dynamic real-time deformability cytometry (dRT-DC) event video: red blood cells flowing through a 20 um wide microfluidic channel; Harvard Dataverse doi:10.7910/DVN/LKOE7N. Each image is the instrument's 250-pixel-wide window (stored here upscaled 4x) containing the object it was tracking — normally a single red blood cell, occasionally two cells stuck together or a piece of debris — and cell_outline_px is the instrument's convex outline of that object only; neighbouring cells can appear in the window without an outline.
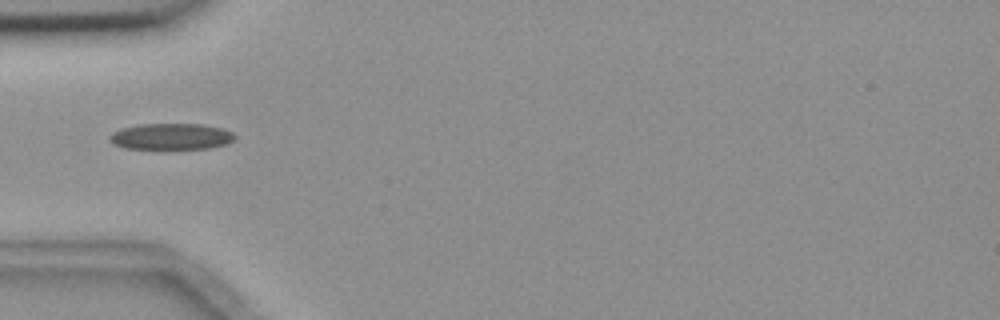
{"species": "common noctule bat (a hibernating species)", "species_latin": "Nyctalus noctula", "temperature_condition": "room temperature", "stored_images_in_passage": 5, "camera_frame_rate_fps": 3000, "um_per_image_px": 0.085, "animal": {"sex": "female", "body_mass_g": 18.4}, "frame": {"image": 1, "passage_image": 3, "time_ms": 4.333, "image_size_px": [1000, 320], "cell_outline_px": [[236, 136], [228, 144], [208, 148], [160, 152], [124, 148], [112, 144], [108, 140], [108, 136], [112, 132], [120, 128], [140, 124], [200, 124], [220, 128], [232, 132]], "centroid_in_image_um": [14.46, 11.66], "position_along_channel_um": 70.5, "area_um2": 20.29}}
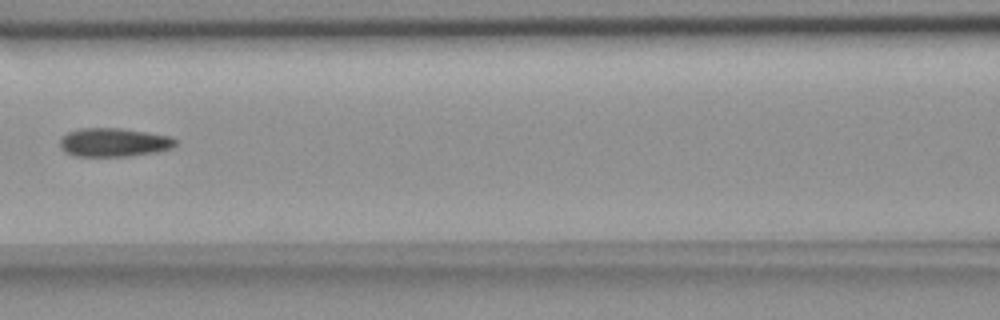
{"frame": {"image": 2, "passage_image": 5, "time_ms": 6.667, "image_size_px": [1000, 320], "cell_outline_px": [[176, 144], [172, 148], [160, 152], [132, 156], [76, 156], [64, 152], [60, 148], [60, 136], [68, 132], [80, 128], [120, 128], [172, 136], [176, 140]], "centroid_in_image_um": [9.68, 12.11], "position_along_channel_um": 156.9, "area_um2": 19.59}}